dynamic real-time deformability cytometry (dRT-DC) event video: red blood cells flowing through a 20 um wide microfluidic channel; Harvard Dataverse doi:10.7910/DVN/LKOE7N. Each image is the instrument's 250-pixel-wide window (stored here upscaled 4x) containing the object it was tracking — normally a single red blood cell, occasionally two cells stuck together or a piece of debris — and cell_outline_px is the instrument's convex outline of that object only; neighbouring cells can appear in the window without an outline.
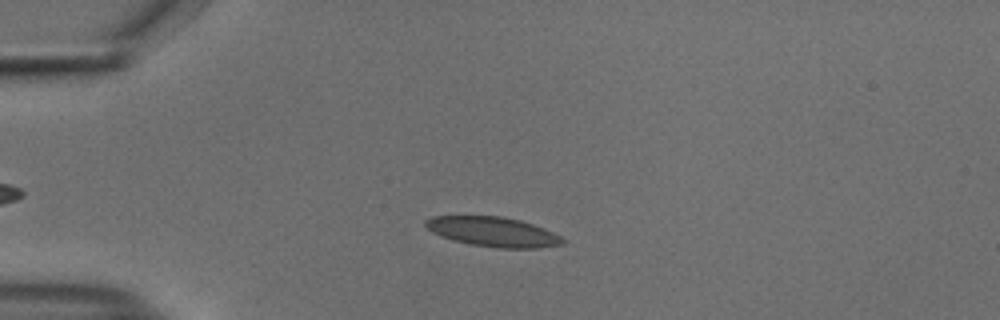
{"species": "common noctule bat (a hibernating species)", "species_latin": "Nyctalus noctula", "temperature_condition": "cold", "stored_images_in_passage": 54, "camera_frame_rate_fps": 3000, "um_per_image_px": 0.085, "animal": {"sex": "male", "body_mass_g": 18.8}, "frame": {"image": 1, "passage_image": 13, "time_ms": 4.0, "image_size_px": [1000, 320], "cell_outline_px": [[568, 240], [564, 244], [540, 248], [500, 248], [472, 244], [452, 240], [440, 236], [432, 232], [424, 224], [424, 220], [432, 216], [500, 216], [520, 220], [532, 224], [552, 232]], "centroid_in_image_um": [41.91, 19.7], "position_along_channel_um": 43.1, "area_um2": 23.7}}
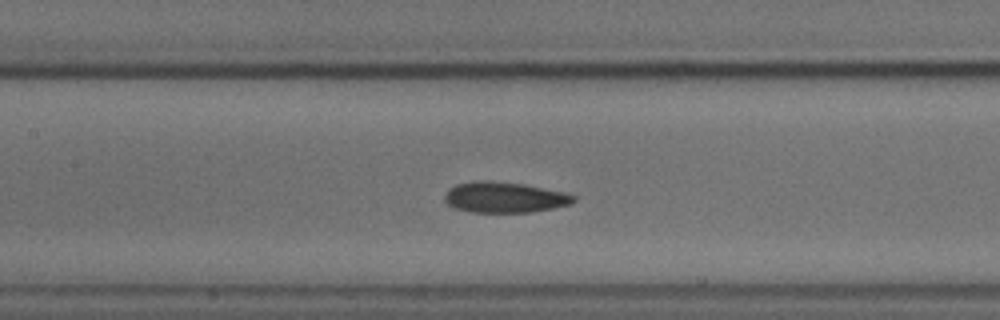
{"frame": {"image": 2, "passage_image": 25, "time_ms": 8.0, "image_size_px": [1000, 320], "cell_outline_px": [[576, 200], [572, 204], [532, 212], [468, 212], [456, 208], [448, 204], [444, 200], [444, 196], [448, 188], [456, 184], [472, 180], [492, 180], [524, 184], [564, 192], [576, 196]], "centroid_in_image_um": [42.86, 16.76], "position_along_channel_um": 164.5, "area_um2": 23.35}}
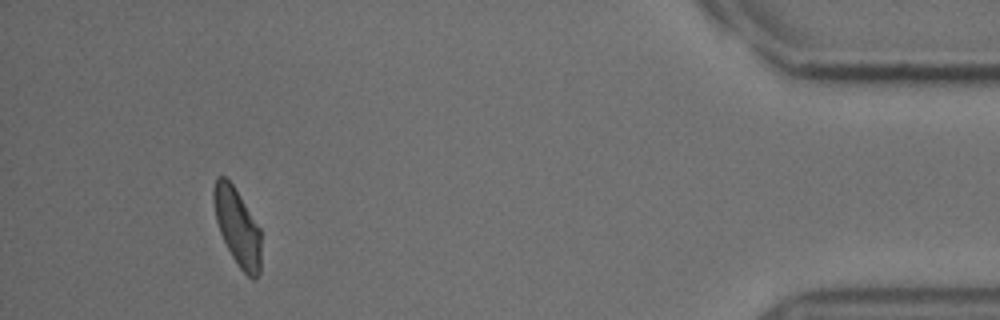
{"frame": {"image": 3, "passage_image": 50, "time_ms": 16.333, "image_size_px": [1000, 320], "cell_outline_px": [[260, 272], [256, 280], [252, 280], [240, 268], [232, 256], [220, 232], [216, 220], [212, 200], [212, 188], [216, 176], [224, 176], [232, 184], [260, 228]], "centroid_in_image_um": [20.16, 19.28], "position_along_channel_um": 415.0, "area_um2": 21.21}, "authors_computed_cell_mechanics": {"area_um2": 22.9177, "velocity_mm_per_s": 3.7191, "shape_relaxation_time_tau1_ms": 3.2841, "shape_relaxation_time_tau2_ms": 6.0079, "deformation_change_tau1": 0.1041, "deformation_change_tau2": 0.0926}}